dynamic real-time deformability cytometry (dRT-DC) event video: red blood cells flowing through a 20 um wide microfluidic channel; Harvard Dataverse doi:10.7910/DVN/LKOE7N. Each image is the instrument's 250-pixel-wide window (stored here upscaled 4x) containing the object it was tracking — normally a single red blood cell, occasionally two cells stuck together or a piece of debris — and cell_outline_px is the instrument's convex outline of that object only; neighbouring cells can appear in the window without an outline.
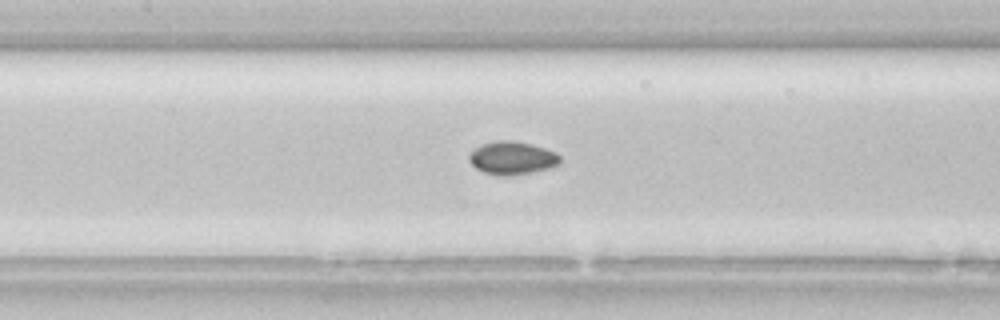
{"species": "common noctule bat (a hibernating species)", "species_latin": "Nyctalus noctula", "temperature_condition": "room temperature", "stored_images_in_passage": 47, "camera_frame_rate_fps": 3000, "um_per_image_px": 0.085, "animal": {"sex": "female", "body_mass_g": 22.7, "forearm_length_mm": 54.2}, "frame": {"image": 1, "passage_image": 21, "time_ms": 6.667, "image_size_px": [1000, 320], "cell_outline_px": [[560, 164], [548, 168], [532, 172], [508, 176], [500, 176], [484, 172], [476, 168], [468, 160], [468, 156], [476, 148], [484, 144], [496, 140], [512, 140], [532, 144], [556, 152], [560, 156]], "centroid_in_image_um": [43.55, 13.43], "position_along_channel_um": 163.9, "area_um2": 17.46}}
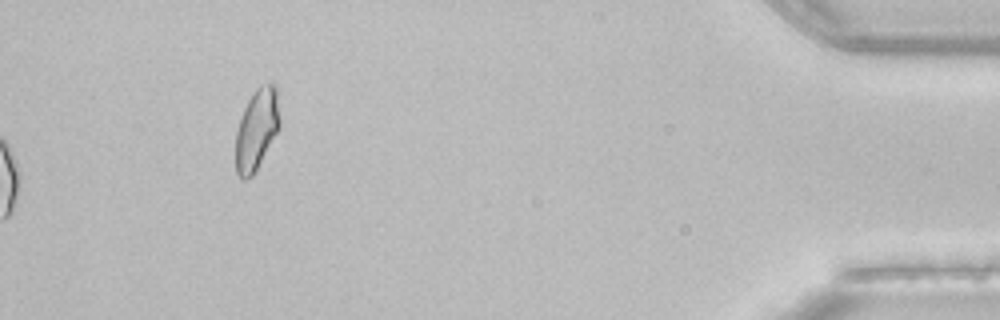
{"frame": {"image": 2, "passage_image": 47, "time_ms": 15.333, "image_size_px": [1000, 320], "cell_outline_px": [[280, 128], [252, 176], [244, 180], [240, 180], [236, 176], [236, 128], [240, 116], [252, 92], [260, 84], [276, 84], [280, 120]], "centroid_in_image_um": [21.81, 10.99], "position_along_channel_um": 413.4, "area_um2": 21.1}}